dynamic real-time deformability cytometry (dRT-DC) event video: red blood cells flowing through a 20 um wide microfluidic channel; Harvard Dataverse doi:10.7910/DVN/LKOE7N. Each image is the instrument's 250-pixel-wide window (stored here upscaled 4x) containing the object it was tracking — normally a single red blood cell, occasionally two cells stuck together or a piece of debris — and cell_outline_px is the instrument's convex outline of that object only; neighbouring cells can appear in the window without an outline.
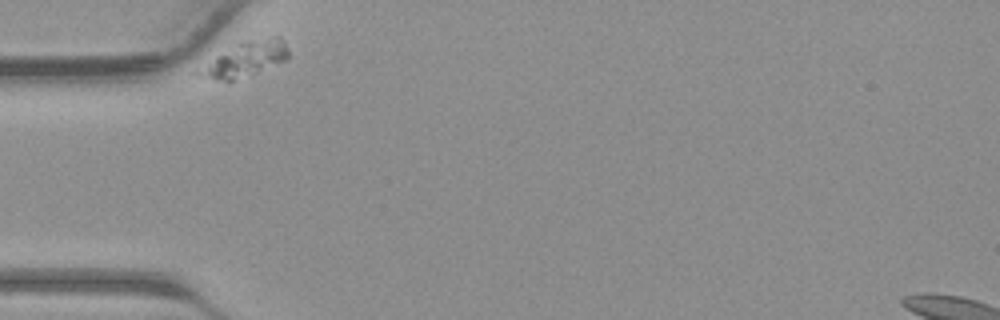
{"species": "common noctule bat (a hibernating species)", "species_latin": "Nyctalus noctula", "temperature_condition": "warm", "stored_images_in_passage": 32, "segment_of_instrument_passage": [1, 2], "camera_frame_rate_fps": 3000, "um_per_image_px": 0.085, "animal": {"sex": "male", "body_mass_g": 23.1, "forearm_length_mm": 52.7}, "frame": {"image": 1, "passage_image": 1, "time_ms": 0.0, "image_size_px": [1000, 320], "cell_outline_px": [[288, 60], [256, 72], [232, 80], [220, 80], [200, 76], [188, 72], [236, 44], [248, 40], [276, 36], [280, 36], [284, 40], [288, 48]], "centroid_in_image_um": [20.8, 5.02], "position_along_channel_um": 64.2, "area_um2": 18.21}}
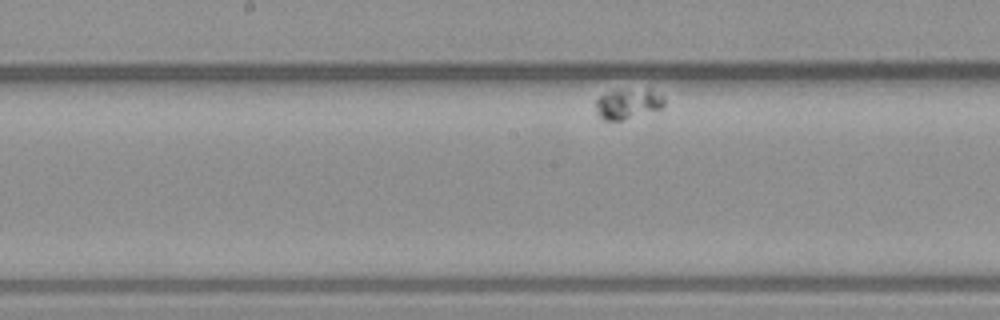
{"frame": {"image": 2, "passage_image": 14, "time_ms": 4.333, "image_size_px": [1000, 320], "cell_outline_px": [[664, 104], [660, 108], [624, 120], [600, 120], [596, 112], [596, 100], [600, 96], [608, 92], [648, 88], [664, 96]], "centroid_in_image_um": [53.36, 8.83], "position_along_channel_um": 194.8, "area_um2": 11.96}}
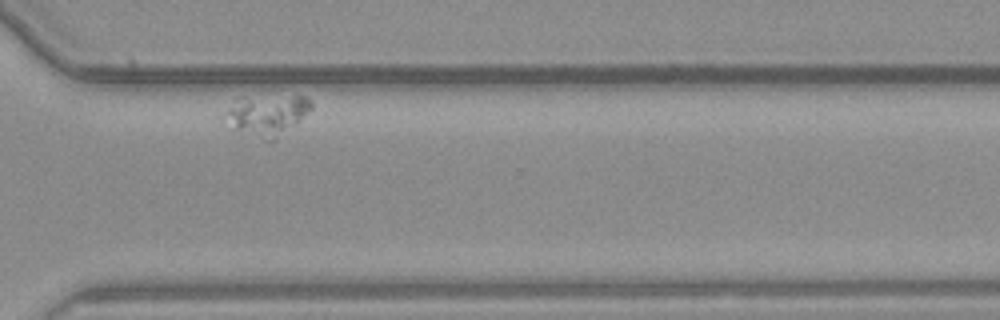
{"frame": {"image": 3, "passage_image": 28, "time_ms": 9.0, "image_size_px": [1000, 320], "cell_outline_px": [[312, 108], [296, 124], [276, 140], [264, 140], [236, 128], [228, 112], [228, 108], [240, 96], [308, 96], [312, 100]], "centroid_in_image_um": [22.83, 9.73], "position_along_channel_um": 347.8, "area_um2": 19.83}}